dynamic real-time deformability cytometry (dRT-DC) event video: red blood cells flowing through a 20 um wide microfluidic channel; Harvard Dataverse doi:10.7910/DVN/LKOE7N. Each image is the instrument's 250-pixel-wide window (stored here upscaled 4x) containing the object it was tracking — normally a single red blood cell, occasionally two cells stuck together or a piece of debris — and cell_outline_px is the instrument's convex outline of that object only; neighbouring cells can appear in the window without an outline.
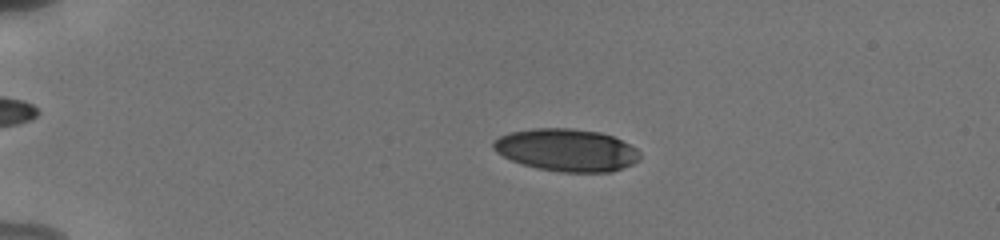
{"species": "human", "species_latin": "Homo sapiens", "temperature_condition": "cold", "stored_images_in_passage": 47, "camera_frame_rate_fps": 3000, "um_per_image_px": 0.085, "donor": {"sex": "male"}, "frame": {"image": 1, "passage_image": 5, "time_ms": 1.333, "image_size_px": [1000, 240], "cell_outline_px": [[640, 160], [624, 168], [612, 172], [560, 172], [536, 168], [512, 160], [496, 152], [492, 148], [492, 144], [500, 136], [508, 132], [532, 128], [572, 128], [600, 132], [612, 136], [636, 148], [640, 152]], "centroid_in_image_um": [48.17, 12.75], "position_along_channel_um": 36.8, "area_um2": 36.36}}
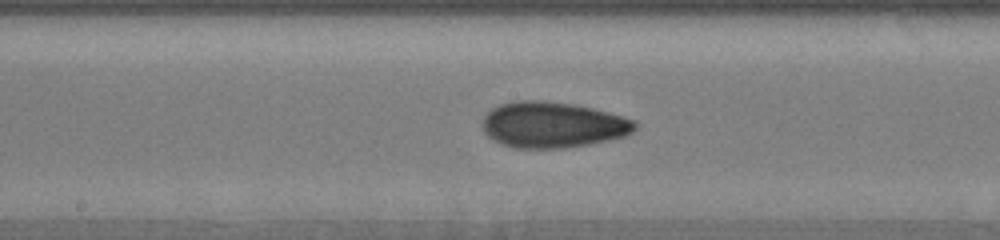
{"frame": {"image": 2, "passage_image": 23, "time_ms": 7.333, "image_size_px": [1000, 240], "cell_outline_px": [[636, 128], [632, 132], [624, 136], [608, 140], [588, 144], [564, 148], [516, 148], [500, 144], [492, 140], [484, 132], [480, 124], [484, 116], [492, 108], [500, 104], [516, 100], [544, 100], [572, 104], [592, 108], [624, 116], [636, 120]], "centroid_in_image_um": [46.95, 10.6], "position_along_channel_um": 201.3, "area_um2": 41.1}}
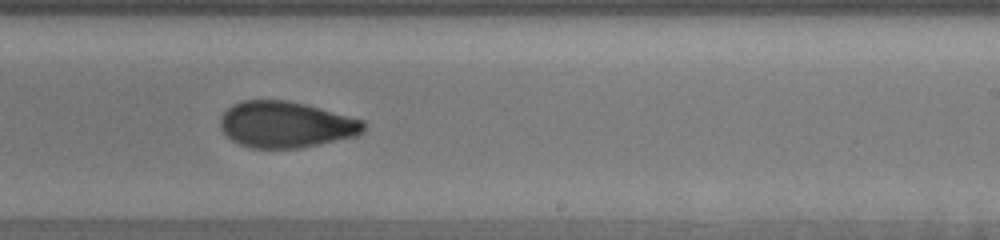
{"frame": {"image": 3, "passage_image": 28, "time_ms": 9.0, "image_size_px": [1000, 240], "cell_outline_px": [[368, 124], [364, 132], [356, 136], [320, 144], [300, 148], [252, 148], [240, 144], [232, 140], [220, 128], [220, 116], [232, 104], [244, 100], [284, 100], [304, 104], [364, 120]], "centroid_in_image_um": [24.32, 10.59], "position_along_channel_um": 264.7, "area_um2": 38.67}, "authors_computed_cell_mechanics": {"area_um2": 37.9746, "velocity_mm_per_s": 3.835, "shape_relaxation_time_tau1_ms": 5.5101, "shape_relaxation_time_tau2_ms": 2.3873, "deformation_change_tau1": 0.167, "deformation_change_tau2": 0.08}}